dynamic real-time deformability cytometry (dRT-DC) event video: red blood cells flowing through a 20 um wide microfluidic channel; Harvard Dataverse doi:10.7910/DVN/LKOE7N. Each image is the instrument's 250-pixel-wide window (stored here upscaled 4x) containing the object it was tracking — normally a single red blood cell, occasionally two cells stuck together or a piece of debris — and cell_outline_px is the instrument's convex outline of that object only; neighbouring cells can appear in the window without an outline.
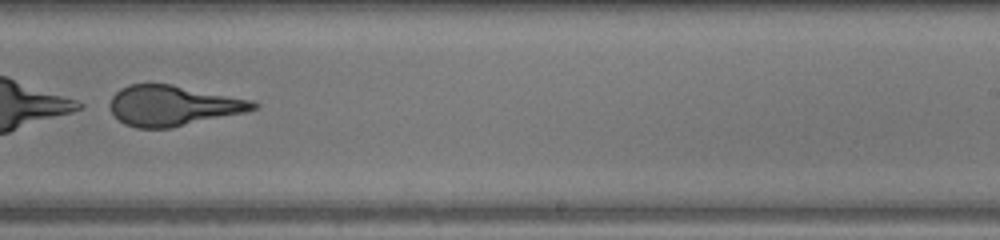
{"species": "human", "species_latin": "Homo sapiens", "temperature_condition": "warm", "stored_images_in_passage": 44, "segment_of_instrument_passage": [2, 2], "camera_frame_rate_fps": 3000, "um_per_image_px": 0.085, "donor": {"sex": "male"}, "frame": {"image": 1, "passage_image": 28, "time_ms": 9.0, "image_size_px": [1000, 240], "cell_outline_px": [[260, 104], [256, 108], [244, 112], [172, 128], [136, 128], [124, 124], [112, 112], [108, 104], [112, 96], [120, 88], [128, 84], [172, 84], [252, 100]], "centroid_in_image_um": [14.67, 8.98], "position_along_channel_um": 274.3, "area_um2": 33.64}}
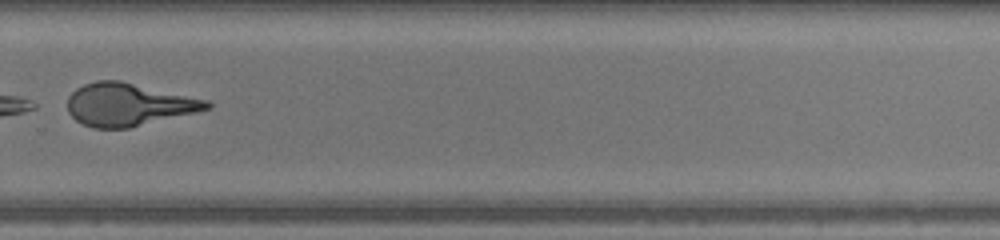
{"frame": {"image": 2, "passage_image": 31, "time_ms": 10.0, "image_size_px": [1000, 240], "cell_outline_px": [[212, 108], [196, 112], [128, 128], [92, 128], [76, 120], [68, 112], [68, 96], [76, 88], [84, 84], [96, 80], [120, 80], [208, 100], [212, 104]], "centroid_in_image_um": [10.91, 8.88], "position_along_channel_um": 318.9, "area_um2": 34.56}}